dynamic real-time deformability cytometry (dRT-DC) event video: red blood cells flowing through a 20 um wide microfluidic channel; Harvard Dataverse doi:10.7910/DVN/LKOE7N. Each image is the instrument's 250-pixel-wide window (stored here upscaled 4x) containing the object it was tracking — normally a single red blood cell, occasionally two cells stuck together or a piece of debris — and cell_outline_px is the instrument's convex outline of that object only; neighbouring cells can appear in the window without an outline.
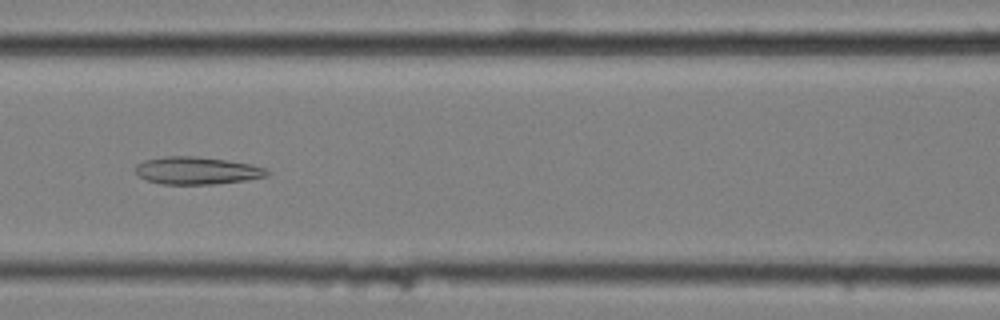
{"species": "common noctule bat (a hibernating species)", "species_latin": "Nyctalus noctula", "temperature_condition": "cold", "stored_images_in_passage": 11, "camera_frame_rate_fps": 3000, "um_per_image_px": 0.085, "animal": {"sex": "female", "body_mass_g": 25.1}, "frame": {"image": 1, "passage_image": 7, "time_ms": 2.0, "image_size_px": [1000, 320], "cell_outline_px": [[272, 172], [268, 176], [244, 180], [212, 184], [164, 184], [148, 180], [140, 176], [136, 172], [136, 164], [144, 160], [164, 156], [196, 156], [252, 164], [264, 168]], "centroid_in_image_um": [16.75, 14.49], "position_along_channel_um": 149.8, "area_um2": 20.92}}
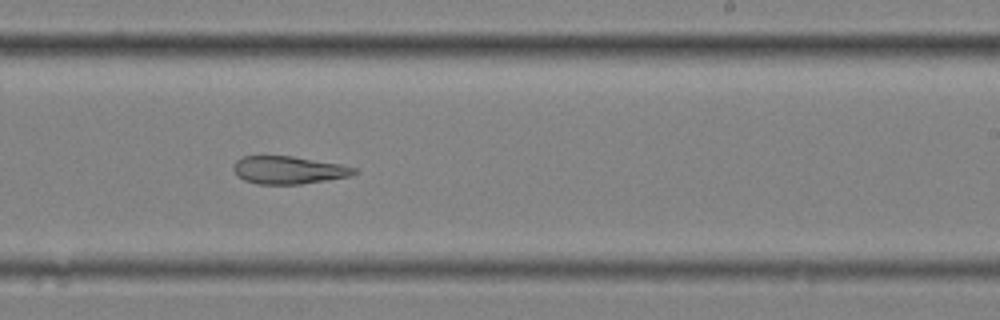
{"frame": {"image": 2, "passage_image": 10, "time_ms": 3.0, "image_size_px": [1000, 320], "cell_outline_px": [[360, 172], [352, 176], [300, 184], [256, 184], [244, 180], [232, 168], [236, 160], [244, 156], [292, 156], [340, 164], [356, 168]], "centroid_in_image_um": [24.56, 14.45], "position_along_channel_um": 264.4, "area_um2": 19.48}}
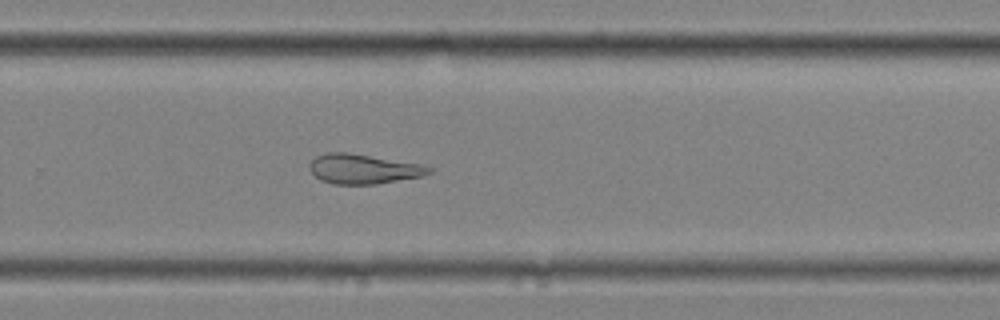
{"frame": {"image": 3, "passage_image": 11, "time_ms": 3.333, "image_size_px": [1000, 320], "cell_outline_px": [[432, 172], [424, 176], [376, 184], [332, 184], [320, 180], [308, 168], [308, 164], [316, 156], [328, 152], [348, 152], [420, 164], [432, 168]], "centroid_in_image_um": [30.86, 14.36], "position_along_channel_um": 298.9, "area_um2": 20.69}}